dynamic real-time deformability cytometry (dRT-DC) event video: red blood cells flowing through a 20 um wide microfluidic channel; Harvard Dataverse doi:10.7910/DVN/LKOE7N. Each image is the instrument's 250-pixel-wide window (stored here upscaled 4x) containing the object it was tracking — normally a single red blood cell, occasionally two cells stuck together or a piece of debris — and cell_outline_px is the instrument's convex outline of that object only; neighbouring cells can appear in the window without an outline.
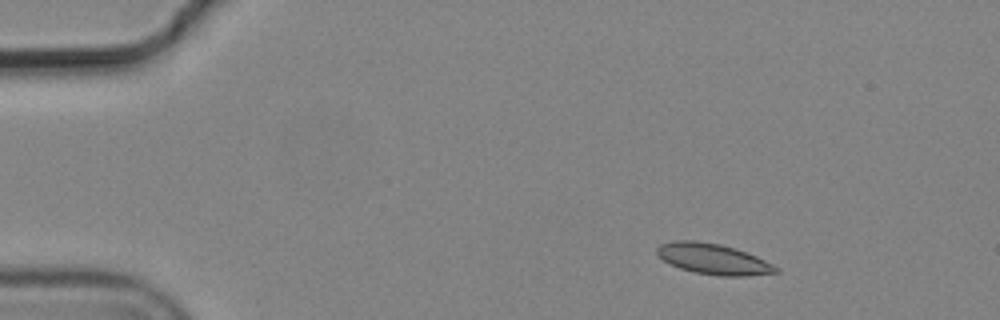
{"species": "common noctule bat (a hibernating species)", "species_latin": "Nyctalus noctula", "temperature_condition": "cold", "stored_images_in_passage": 5, "segment_of_instrument_passage": [1, 2], "camera_frame_rate_fps": 3000, "um_per_image_px": 0.085, "animal": {"sex": "male", "body_mass_g": 19.2, "forearm_length_mm": 51.8}, "frame": {"image": 1, "passage_image": 2, "time_ms": 0.333, "image_size_px": [1000, 320], "cell_outline_px": [[780, 272], [748, 276], [720, 276], [692, 272], [680, 268], [664, 260], [656, 252], [656, 248], [660, 244], [676, 240], [696, 240], [720, 244], [736, 248], [756, 256], [780, 268]], "centroid_in_image_um": [60.65, 22.01], "position_along_channel_um": 24.4, "area_um2": 21.33}}